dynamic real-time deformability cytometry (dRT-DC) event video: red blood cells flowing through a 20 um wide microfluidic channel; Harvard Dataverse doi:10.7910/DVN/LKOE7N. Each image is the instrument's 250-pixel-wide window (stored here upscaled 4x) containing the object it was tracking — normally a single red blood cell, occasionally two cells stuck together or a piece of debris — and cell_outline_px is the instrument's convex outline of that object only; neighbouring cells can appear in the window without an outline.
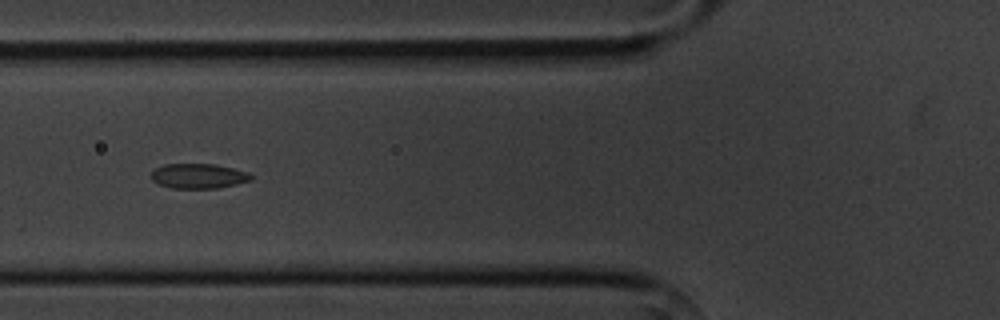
{"species": "common noctule bat (a hibernating species)", "species_latin": "Nyctalus noctula", "temperature_condition": "cold", "stored_images_in_passage": 10, "camera_frame_rate_fps": 3000, "um_per_image_px": 0.085, "animal": {"sex": "male", "body_mass_g": 20.1, "forearm_length_mm": 53.5}, "frame": {"image": 1, "passage_image": 6, "time_ms": 5.667, "image_size_px": [1000, 320], "cell_outline_px": [[252, 180], [236, 184], [216, 188], [172, 188], [160, 184], [152, 180], [148, 176], [156, 168], [164, 164], [216, 164], [248, 172], [252, 176]], "centroid_in_image_um": [16.85, 14.96], "position_along_channel_um": 108.9, "area_um2": 14.45}}
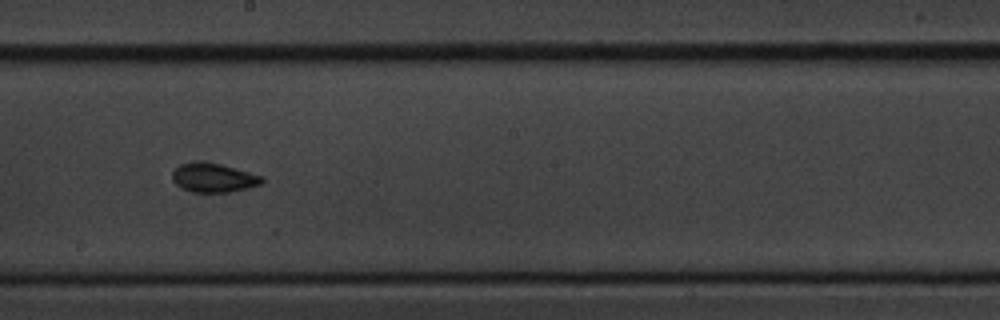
{"frame": {"image": 2, "passage_image": 9, "time_ms": 9.0, "image_size_px": [1000, 320], "cell_outline_px": [[264, 180], [260, 184], [248, 188], [232, 192], [192, 192], [180, 188], [172, 180], [172, 172], [180, 164], [220, 164], [264, 176]], "centroid_in_image_um": [18.18, 15.15], "position_along_channel_um": 230.0, "area_um2": 14.8}}
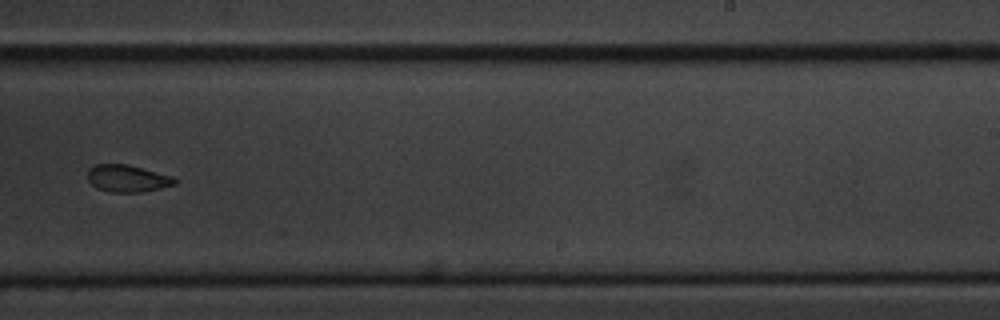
{"frame": {"image": 3, "passage_image": 10, "time_ms": 10.333, "image_size_px": [1000, 320], "cell_outline_px": [[176, 184], [160, 188], [140, 192], [108, 192], [96, 188], [88, 180], [88, 168], [96, 164], [128, 164], [172, 176], [176, 180]], "centroid_in_image_um": [10.8, 15.16], "position_along_channel_um": 278.2, "area_um2": 13.76}}